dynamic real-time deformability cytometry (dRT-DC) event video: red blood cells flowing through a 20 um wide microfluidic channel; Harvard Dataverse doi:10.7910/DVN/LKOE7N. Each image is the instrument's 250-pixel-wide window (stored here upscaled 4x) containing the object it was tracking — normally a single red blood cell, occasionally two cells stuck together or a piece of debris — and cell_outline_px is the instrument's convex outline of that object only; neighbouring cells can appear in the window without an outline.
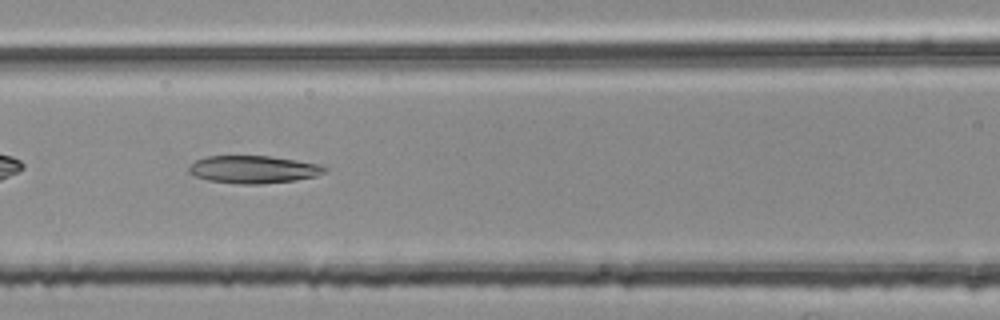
{"species": "common noctule bat (a hibernating species)", "species_latin": "Nyctalus noctula", "temperature_condition": "room temperature", "stored_images_in_passage": 38, "camera_frame_rate_fps": 3000, "um_per_image_px": 0.085, "animal": {"sex": "female", "body_mass_g": 25.1}, "frame": {"image": 1, "passage_image": 8, "time_ms": 2.333, "image_size_px": [1000, 320], "cell_outline_px": [[328, 172], [316, 176], [296, 180], [260, 184], [236, 184], [208, 180], [196, 176], [188, 172], [188, 168], [196, 160], [208, 156], [268, 156], [296, 160], [320, 164], [328, 168]], "centroid_in_image_um": [21.58, 14.41], "position_along_channel_um": 145.0, "area_um2": 21.91}}
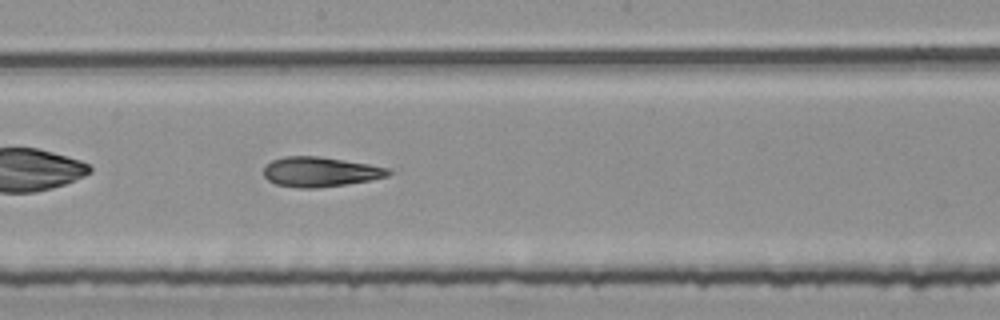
{"frame": {"image": 2, "passage_image": 14, "time_ms": 4.333, "image_size_px": [1000, 320], "cell_outline_px": [[392, 172], [388, 176], [348, 184], [316, 188], [296, 188], [276, 184], [268, 180], [264, 176], [264, 168], [272, 160], [284, 156], [320, 156], [368, 164], [388, 168]], "centroid_in_image_um": [27.2, 14.61], "position_along_channel_um": 221.0, "area_um2": 21.62}}
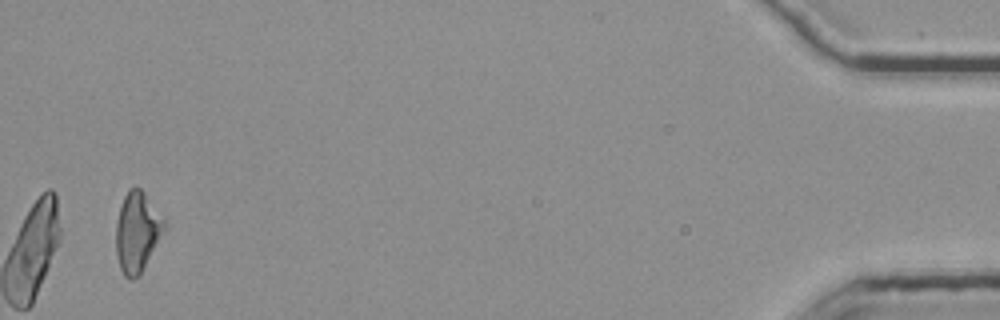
{"frame": {"image": 3, "passage_image": 37, "time_ms": 12.0, "image_size_px": [1000, 320], "cell_outline_px": [[164, 228], [140, 272], [132, 280], [124, 276], [120, 268], [116, 252], [116, 220], [124, 196], [128, 188], [140, 188], [144, 192], [164, 220]], "centroid_in_image_um": [11.6, 19.68], "position_along_channel_um": 423.6, "area_um2": 21.62}, "authors_computed_cell_mechanics": {"area_um2": 21.6461, "velocity_mm_per_s": 3.8039, "shape_relaxation_time_tau1_ms": 11.1274, "shape_relaxation_time_tau2_ms": 4.3019, "deformation_change_tau1": 0.2847, "deformation_change_tau2": 0.154}}